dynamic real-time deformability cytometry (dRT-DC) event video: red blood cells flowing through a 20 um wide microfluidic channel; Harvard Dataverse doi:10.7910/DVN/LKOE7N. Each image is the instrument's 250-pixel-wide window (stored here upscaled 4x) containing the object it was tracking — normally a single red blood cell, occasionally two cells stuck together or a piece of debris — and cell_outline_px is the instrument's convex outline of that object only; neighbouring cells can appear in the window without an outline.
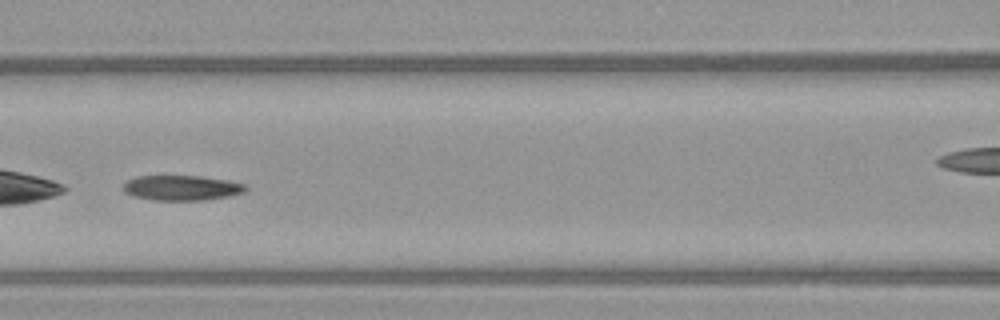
{"species": "common noctule bat (a hibernating species)", "species_latin": "Nyctalus noctula", "temperature_condition": "warm", "stored_images_in_passage": 36, "camera_frame_rate_fps": 3000, "um_per_image_px": 0.085, "animal": {"sex": "female", "body_mass_g": 21.9}, "frame": {"image": 1, "passage_image": 11, "time_ms": 3.333, "image_size_px": [1000, 320], "cell_outline_px": [[248, 188], [244, 192], [228, 196], [204, 200], [156, 200], [132, 196], [124, 192], [124, 184], [128, 180], [136, 176], [200, 176], [228, 180], [244, 184]], "centroid_in_image_um": [15.44, 15.96], "position_along_channel_um": 151.2, "area_um2": 17.8}}
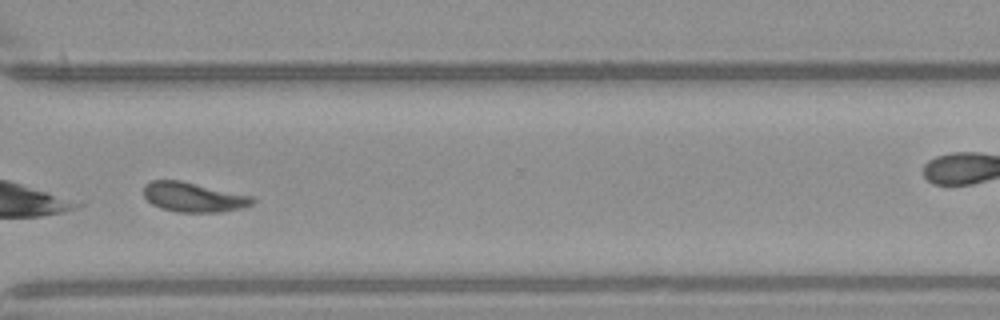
{"frame": {"image": 2, "passage_image": 26, "time_ms": 8.333, "image_size_px": [1000, 320], "cell_outline_px": [[256, 200], [252, 204], [244, 208], [220, 212], [180, 212], [160, 208], [152, 204], [144, 196], [144, 184], [152, 180], [180, 180], [252, 196]], "centroid_in_image_um": [16.45, 16.76], "position_along_channel_um": 354.2, "area_um2": 18.79}, "authors_computed_cell_mechanics": {"area_um2": 18.7272, "velocity_mm_per_s": 4.0674, "shape_relaxation_time_tau1_ms": 8.896, "shape_relaxation_time_tau2_ms": 6.7761, "deformation_change_tau1": 0.2031, "deformation_change_tau2": 0.1322}}